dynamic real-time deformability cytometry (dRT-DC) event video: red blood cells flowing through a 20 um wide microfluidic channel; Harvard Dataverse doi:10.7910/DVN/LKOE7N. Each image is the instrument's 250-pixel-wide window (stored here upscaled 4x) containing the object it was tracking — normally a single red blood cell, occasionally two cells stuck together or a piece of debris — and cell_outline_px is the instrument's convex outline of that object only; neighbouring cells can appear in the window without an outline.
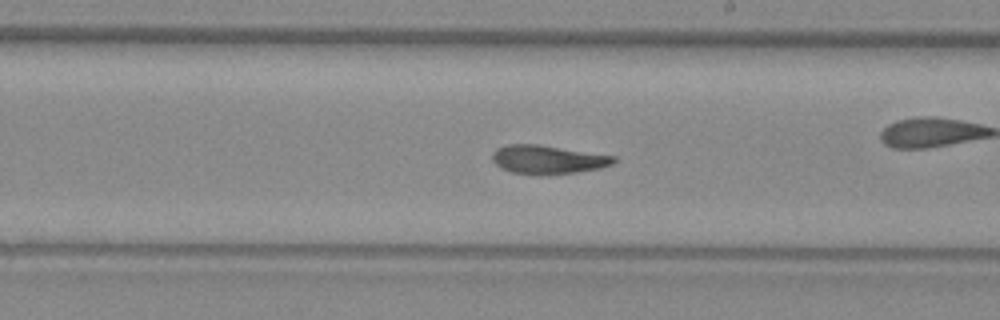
{"species": "common noctule bat (a hibernating species)", "species_latin": "Nyctalus noctula", "temperature_condition": "warm", "stored_images_in_passage": 52, "camera_frame_rate_fps": 3000, "um_per_image_px": 0.085, "animal": {"sex": "female", "body_mass_g": 29.2, "forearm_length_mm": 56.3}, "frame": {"image": 1, "passage_image": 30, "time_ms": 9.667, "image_size_px": [1000, 320], "cell_outline_px": [[616, 160], [612, 164], [600, 168], [576, 172], [548, 176], [540, 176], [512, 172], [496, 164], [492, 160], [492, 152], [496, 148], [508, 144], [536, 144], [616, 156]], "centroid_in_image_um": [46.55, 13.57], "position_along_channel_um": 242.4, "area_um2": 20.4}}